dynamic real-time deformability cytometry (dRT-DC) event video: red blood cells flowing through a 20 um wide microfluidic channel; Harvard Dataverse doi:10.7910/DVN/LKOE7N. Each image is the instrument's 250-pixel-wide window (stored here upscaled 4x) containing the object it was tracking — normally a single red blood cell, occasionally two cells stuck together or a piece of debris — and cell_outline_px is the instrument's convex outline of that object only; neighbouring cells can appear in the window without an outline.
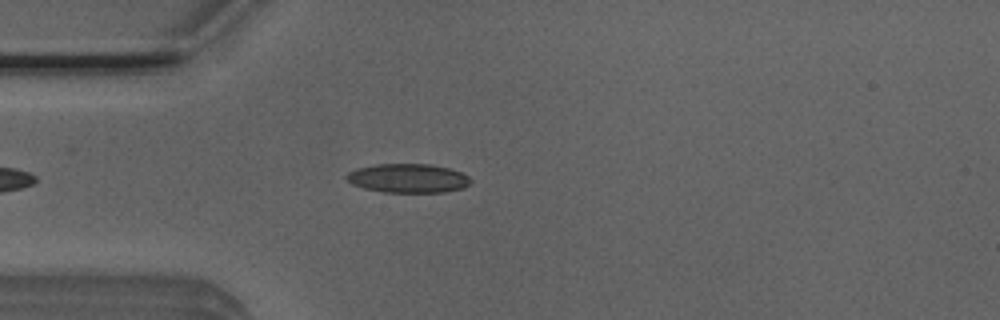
{"species": "Egyptian fruit bat (a non-hibernating species)", "species_latin": "Rousettus aegyptiacus", "temperature_condition": "room temperature", "stored_images_in_passage": 43, "camera_frame_rate_fps": 3000, "um_per_image_px": 0.085, "animal": {"sex": "male"}, "frame": {"image": 1, "passage_image": 7, "time_ms": 2.0, "image_size_px": [1000, 320], "cell_outline_px": [[472, 180], [464, 188], [444, 192], [384, 192], [364, 188], [352, 184], [344, 176], [348, 172], [356, 168], [376, 164], [432, 164], [448, 168], [460, 172], [468, 176]], "centroid_in_image_um": [34.67, 15.15], "position_along_channel_um": 50.3, "area_um2": 20.98}}
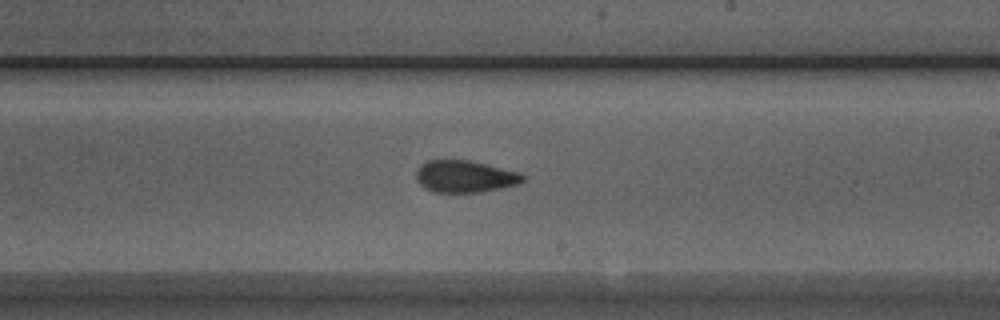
{"frame": {"image": 2, "passage_image": 23, "time_ms": 7.333, "image_size_px": [1000, 320], "cell_outline_px": [[524, 180], [520, 184], [480, 192], [432, 192], [424, 188], [416, 180], [416, 168], [420, 164], [428, 160], [468, 160], [520, 172], [524, 176]], "centroid_in_image_um": [39.49, 15.0], "position_along_channel_um": 249.5, "area_um2": 20.0}}
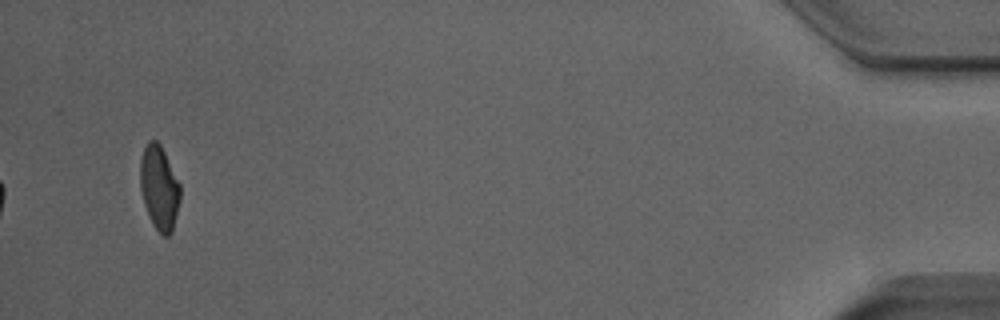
{"frame": {"image": 3, "passage_image": 43, "time_ms": 14.0, "image_size_px": [1000, 320], "cell_outline_px": [[180, 200], [172, 232], [168, 236], [164, 236], [156, 228], [144, 204], [140, 188], [140, 160], [144, 148], [148, 140], [156, 140], [160, 144], [180, 184]], "centroid_in_image_um": [13.54, 15.93], "position_along_channel_um": 421.7, "area_um2": 19.36}, "authors_computed_cell_mechanics": {"area_um2": 19.9988, "velocity_mm_per_s": 3.896, "shape_relaxation_time_tau1_ms": 5.978, "shape_relaxation_time_tau2_ms": 1.5925, "deformation_change_tau1": 0.1677, "deformation_change_tau2": 0.0854}}